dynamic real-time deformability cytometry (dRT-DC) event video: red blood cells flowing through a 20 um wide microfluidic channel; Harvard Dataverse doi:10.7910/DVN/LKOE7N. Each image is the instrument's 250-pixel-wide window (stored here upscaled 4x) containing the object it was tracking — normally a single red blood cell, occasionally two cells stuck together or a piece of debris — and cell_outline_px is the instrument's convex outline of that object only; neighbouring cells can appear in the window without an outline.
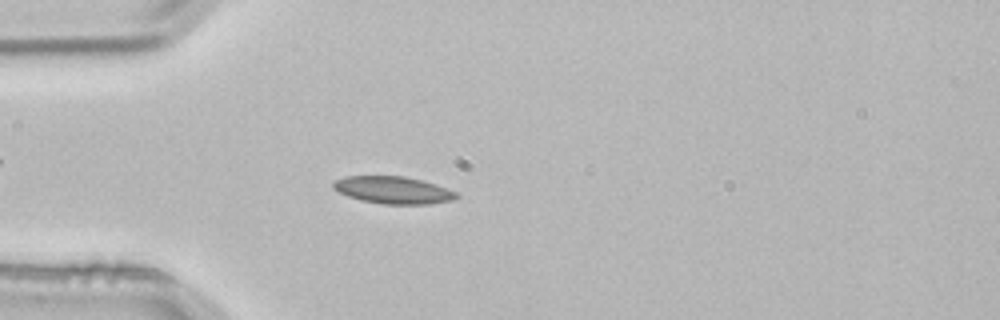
{"species": "common noctule bat (a hibernating species)", "species_latin": "Nyctalus noctula", "temperature_condition": "room temperature", "stored_images_in_passage": 4, "camera_frame_rate_fps": 3000, "um_per_image_px": 0.085, "animal": {"sex": "male", "body_mass_g": 21.5, "forearm_length_mm": 52.0}, "frame": {"image": 1, "passage_image": 4, "time_ms": 1.0, "image_size_px": [1000, 320], "cell_outline_px": [[460, 196], [456, 200], [428, 204], [384, 204], [360, 200], [348, 196], [332, 188], [332, 180], [344, 176], [404, 176], [436, 184], [456, 192]], "centroid_in_image_um": [33.41, 16.15], "position_along_channel_um": 51.6, "area_um2": 19.71}}